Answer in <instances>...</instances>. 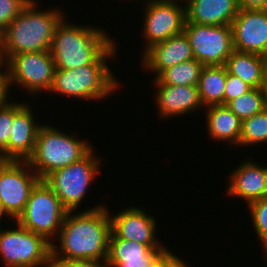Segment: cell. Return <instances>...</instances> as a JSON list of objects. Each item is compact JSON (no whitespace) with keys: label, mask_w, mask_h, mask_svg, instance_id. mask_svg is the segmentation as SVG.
Wrapping results in <instances>:
<instances>
[{"label":"cell","mask_w":267,"mask_h":267,"mask_svg":"<svg viewBox=\"0 0 267 267\" xmlns=\"http://www.w3.org/2000/svg\"><path fill=\"white\" fill-rule=\"evenodd\" d=\"M73 212H67L57 235L60 248L52 243L50 256L106 262L111 235V212L104 205L77 214Z\"/></svg>","instance_id":"obj_1"},{"label":"cell","mask_w":267,"mask_h":267,"mask_svg":"<svg viewBox=\"0 0 267 267\" xmlns=\"http://www.w3.org/2000/svg\"><path fill=\"white\" fill-rule=\"evenodd\" d=\"M31 0L3 31V64L13 55L51 49L57 26L64 19L62 11L37 9Z\"/></svg>","instance_id":"obj_2"},{"label":"cell","mask_w":267,"mask_h":267,"mask_svg":"<svg viewBox=\"0 0 267 267\" xmlns=\"http://www.w3.org/2000/svg\"><path fill=\"white\" fill-rule=\"evenodd\" d=\"M67 24L57 26L51 45L56 69H76L92 64L114 40L103 29Z\"/></svg>","instance_id":"obj_3"},{"label":"cell","mask_w":267,"mask_h":267,"mask_svg":"<svg viewBox=\"0 0 267 267\" xmlns=\"http://www.w3.org/2000/svg\"><path fill=\"white\" fill-rule=\"evenodd\" d=\"M115 41L92 63L76 69H55L49 90L77 99L101 100L112 94L120 83L107 66V59L116 55Z\"/></svg>","instance_id":"obj_4"},{"label":"cell","mask_w":267,"mask_h":267,"mask_svg":"<svg viewBox=\"0 0 267 267\" xmlns=\"http://www.w3.org/2000/svg\"><path fill=\"white\" fill-rule=\"evenodd\" d=\"M92 145L59 131L51 125H41L32 156L27 160L36 175L43 180L51 172L80 161Z\"/></svg>","instance_id":"obj_5"},{"label":"cell","mask_w":267,"mask_h":267,"mask_svg":"<svg viewBox=\"0 0 267 267\" xmlns=\"http://www.w3.org/2000/svg\"><path fill=\"white\" fill-rule=\"evenodd\" d=\"M67 212L53 190L40 180L31 190L23 213L15 221L52 244Z\"/></svg>","instance_id":"obj_6"},{"label":"cell","mask_w":267,"mask_h":267,"mask_svg":"<svg viewBox=\"0 0 267 267\" xmlns=\"http://www.w3.org/2000/svg\"><path fill=\"white\" fill-rule=\"evenodd\" d=\"M94 156L92 149L80 161L55 170L43 179L68 211H77L89 184L99 173L101 159Z\"/></svg>","instance_id":"obj_7"},{"label":"cell","mask_w":267,"mask_h":267,"mask_svg":"<svg viewBox=\"0 0 267 267\" xmlns=\"http://www.w3.org/2000/svg\"><path fill=\"white\" fill-rule=\"evenodd\" d=\"M0 229V257L5 267H48L51 243L22 227Z\"/></svg>","instance_id":"obj_8"},{"label":"cell","mask_w":267,"mask_h":267,"mask_svg":"<svg viewBox=\"0 0 267 267\" xmlns=\"http://www.w3.org/2000/svg\"><path fill=\"white\" fill-rule=\"evenodd\" d=\"M3 65L9 88L12 83H17L34 95L40 91H49L52 86L56 68L50 50L16 54Z\"/></svg>","instance_id":"obj_9"},{"label":"cell","mask_w":267,"mask_h":267,"mask_svg":"<svg viewBox=\"0 0 267 267\" xmlns=\"http://www.w3.org/2000/svg\"><path fill=\"white\" fill-rule=\"evenodd\" d=\"M39 181L28 161L0 160V202L13 221L23 213Z\"/></svg>","instance_id":"obj_10"},{"label":"cell","mask_w":267,"mask_h":267,"mask_svg":"<svg viewBox=\"0 0 267 267\" xmlns=\"http://www.w3.org/2000/svg\"><path fill=\"white\" fill-rule=\"evenodd\" d=\"M194 58L204 66L225 65L234 51L231 25L185 23Z\"/></svg>","instance_id":"obj_11"},{"label":"cell","mask_w":267,"mask_h":267,"mask_svg":"<svg viewBox=\"0 0 267 267\" xmlns=\"http://www.w3.org/2000/svg\"><path fill=\"white\" fill-rule=\"evenodd\" d=\"M144 12V37L147 50L153 44L184 31L186 8L177 0H147Z\"/></svg>","instance_id":"obj_12"},{"label":"cell","mask_w":267,"mask_h":267,"mask_svg":"<svg viewBox=\"0 0 267 267\" xmlns=\"http://www.w3.org/2000/svg\"><path fill=\"white\" fill-rule=\"evenodd\" d=\"M231 28L234 50L267 56V10L239 9Z\"/></svg>","instance_id":"obj_13"},{"label":"cell","mask_w":267,"mask_h":267,"mask_svg":"<svg viewBox=\"0 0 267 267\" xmlns=\"http://www.w3.org/2000/svg\"><path fill=\"white\" fill-rule=\"evenodd\" d=\"M110 238H121L139 242L149 247H164L156 240V221L153 216L138 207L126 208L116 215L110 216Z\"/></svg>","instance_id":"obj_14"},{"label":"cell","mask_w":267,"mask_h":267,"mask_svg":"<svg viewBox=\"0 0 267 267\" xmlns=\"http://www.w3.org/2000/svg\"><path fill=\"white\" fill-rule=\"evenodd\" d=\"M142 67L155 73V78L164 70L182 62L195 59L189 40L184 32L153 44L144 51Z\"/></svg>","instance_id":"obj_15"},{"label":"cell","mask_w":267,"mask_h":267,"mask_svg":"<svg viewBox=\"0 0 267 267\" xmlns=\"http://www.w3.org/2000/svg\"><path fill=\"white\" fill-rule=\"evenodd\" d=\"M29 105L14 103V120L9 138V160L27 161L33 154L37 133L42 124H37Z\"/></svg>","instance_id":"obj_16"},{"label":"cell","mask_w":267,"mask_h":267,"mask_svg":"<svg viewBox=\"0 0 267 267\" xmlns=\"http://www.w3.org/2000/svg\"><path fill=\"white\" fill-rule=\"evenodd\" d=\"M233 172V173H232ZM229 176L227 194L243 198L247 203L267 196L266 167L247 160L240 164Z\"/></svg>","instance_id":"obj_17"},{"label":"cell","mask_w":267,"mask_h":267,"mask_svg":"<svg viewBox=\"0 0 267 267\" xmlns=\"http://www.w3.org/2000/svg\"><path fill=\"white\" fill-rule=\"evenodd\" d=\"M159 116L170 118L203 108L198 87L189 85L154 84ZM158 87V88H157Z\"/></svg>","instance_id":"obj_18"},{"label":"cell","mask_w":267,"mask_h":267,"mask_svg":"<svg viewBox=\"0 0 267 267\" xmlns=\"http://www.w3.org/2000/svg\"><path fill=\"white\" fill-rule=\"evenodd\" d=\"M186 23L231 25L239 12L237 0H186Z\"/></svg>","instance_id":"obj_19"},{"label":"cell","mask_w":267,"mask_h":267,"mask_svg":"<svg viewBox=\"0 0 267 267\" xmlns=\"http://www.w3.org/2000/svg\"><path fill=\"white\" fill-rule=\"evenodd\" d=\"M206 108V125L210 138L239 145L242 121L226 105H211Z\"/></svg>","instance_id":"obj_20"},{"label":"cell","mask_w":267,"mask_h":267,"mask_svg":"<svg viewBox=\"0 0 267 267\" xmlns=\"http://www.w3.org/2000/svg\"><path fill=\"white\" fill-rule=\"evenodd\" d=\"M225 66L229 74L238 76L251 87L263 86L265 56L234 50Z\"/></svg>","instance_id":"obj_21"},{"label":"cell","mask_w":267,"mask_h":267,"mask_svg":"<svg viewBox=\"0 0 267 267\" xmlns=\"http://www.w3.org/2000/svg\"><path fill=\"white\" fill-rule=\"evenodd\" d=\"M166 250V247H149L135 241L110 238L105 264L117 267L123 260L158 259Z\"/></svg>","instance_id":"obj_22"},{"label":"cell","mask_w":267,"mask_h":267,"mask_svg":"<svg viewBox=\"0 0 267 267\" xmlns=\"http://www.w3.org/2000/svg\"><path fill=\"white\" fill-rule=\"evenodd\" d=\"M227 72L225 65H210L203 67L197 87L200 100L204 107L224 105V90Z\"/></svg>","instance_id":"obj_23"},{"label":"cell","mask_w":267,"mask_h":267,"mask_svg":"<svg viewBox=\"0 0 267 267\" xmlns=\"http://www.w3.org/2000/svg\"><path fill=\"white\" fill-rule=\"evenodd\" d=\"M203 67L204 65L196 59L182 62L162 71L153 83L197 86Z\"/></svg>","instance_id":"obj_24"},{"label":"cell","mask_w":267,"mask_h":267,"mask_svg":"<svg viewBox=\"0 0 267 267\" xmlns=\"http://www.w3.org/2000/svg\"><path fill=\"white\" fill-rule=\"evenodd\" d=\"M226 106L242 121L267 108V97L262 87L253 88Z\"/></svg>","instance_id":"obj_25"},{"label":"cell","mask_w":267,"mask_h":267,"mask_svg":"<svg viewBox=\"0 0 267 267\" xmlns=\"http://www.w3.org/2000/svg\"><path fill=\"white\" fill-rule=\"evenodd\" d=\"M267 142V108L242 120L239 145H257Z\"/></svg>","instance_id":"obj_26"},{"label":"cell","mask_w":267,"mask_h":267,"mask_svg":"<svg viewBox=\"0 0 267 267\" xmlns=\"http://www.w3.org/2000/svg\"><path fill=\"white\" fill-rule=\"evenodd\" d=\"M14 120V103L0 107V160H9V138Z\"/></svg>","instance_id":"obj_27"},{"label":"cell","mask_w":267,"mask_h":267,"mask_svg":"<svg viewBox=\"0 0 267 267\" xmlns=\"http://www.w3.org/2000/svg\"><path fill=\"white\" fill-rule=\"evenodd\" d=\"M253 225L261 244L267 240V196L248 204Z\"/></svg>","instance_id":"obj_28"},{"label":"cell","mask_w":267,"mask_h":267,"mask_svg":"<svg viewBox=\"0 0 267 267\" xmlns=\"http://www.w3.org/2000/svg\"><path fill=\"white\" fill-rule=\"evenodd\" d=\"M31 0H0V29L4 31Z\"/></svg>","instance_id":"obj_29"},{"label":"cell","mask_w":267,"mask_h":267,"mask_svg":"<svg viewBox=\"0 0 267 267\" xmlns=\"http://www.w3.org/2000/svg\"><path fill=\"white\" fill-rule=\"evenodd\" d=\"M251 89H253V87L244 82L241 78L227 72L224 90V105H227L231 100L249 92Z\"/></svg>","instance_id":"obj_30"},{"label":"cell","mask_w":267,"mask_h":267,"mask_svg":"<svg viewBox=\"0 0 267 267\" xmlns=\"http://www.w3.org/2000/svg\"><path fill=\"white\" fill-rule=\"evenodd\" d=\"M48 267H106V264L105 262L101 264L97 260L65 259L50 256Z\"/></svg>","instance_id":"obj_31"},{"label":"cell","mask_w":267,"mask_h":267,"mask_svg":"<svg viewBox=\"0 0 267 267\" xmlns=\"http://www.w3.org/2000/svg\"><path fill=\"white\" fill-rule=\"evenodd\" d=\"M151 267H188L186 264L175 254L166 250Z\"/></svg>","instance_id":"obj_32"},{"label":"cell","mask_w":267,"mask_h":267,"mask_svg":"<svg viewBox=\"0 0 267 267\" xmlns=\"http://www.w3.org/2000/svg\"><path fill=\"white\" fill-rule=\"evenodd\" d=\"M0 68V107L4 106L8 102V94H9V81L7 72L5 70V66ZM4 70V71H3Z\"/></svg>","instance_id":"obj_33"},{"label":"cell","mask_w":267,"mask_h":267,"mask_svg":"<svg viewBox=\"0 0 267 267\" xmlns=\"http://www.w3.org/2000/svg\"><path fill=\"white\" fill-rule=\"evenodd\" d=\"M239 9L267 10V0H237Z\"/></svg>","instance_id":"obj_34"},{"label":"cell","mask_w":267,"mask_h":267,"mask_svg":"<svg viewBox=\"0 0 267 267\" xmlns=\"http://www.w3.org/2000/svg\"><path fill=\"white\" fill-rule=\"evenodd\" d=\"M157 259L123 260L117 267H151Z\"/></svg>","instance_id":"obj_35"},{"label":"cell","mask_w":267,"mask_h":267,"mask_svg":"<svg viewBox=\"0 0 267 267\" xmlns=\"http://www.w3.org/2000/svg\"><path fill=\"white\" fill-rule=\"evenodd\" d=\"M262 89L264 90L267 97V56H265V66H264V81Z\"/></svg>","instance_id":"obj_36"},{"label":"cell","mask_w":267,"mask_h":267,"mask_svg":"<svg viewBox=\"0 0 267 267\" xmlns=\"http://www.w3.org/2000/svg\"><path fill=\"white\" fill-rule=\"evenodd\" d=\"M3 31L0 29V61L3 63L4 38Z\"/></svg>","instance_id":"obj_37"},{"label":"cell","mask_w":267,"mask_h":267,"mask_svg":"<svg viewBox=\"0 0 267 267\" xmlns=\"http://www.w3.org/2000/svg\"><path fill=\"white\" fill-rule=\"evenodd\" d=\"M6 217L8 216V214L5 212L3 206H2V203L0 202V220L2 219V217Z\"/></svg>","instance_id":"obj_38"},{"label":"cell","mask_w":267,"mask_h":267,"mask_svg":"<svg viewBox=\"0 0 267 267\" xmlns=\"http://www.w3.org/2000/svg\"><path fill=\"white\" fill-rule=\"evenodd\" d=\"M262 246H263L264 251H265V256H266L265 259L267 262V240L262 243Z\"/></svg>","instance_id":"obj_39"},{"label":"cell","mask_w":267,"mask_h":267,"mask_svg":"<svg viewBox=\"0 0 267 267\" xmlns=\"http://www.w3.org/2000/svg\"><path fill=\"white\" fill-rule=\"evenodd\" d=\"M3 67V63L0 61V68Z\"/></svg>","instance_id":"obj_40"}]
</instances>
